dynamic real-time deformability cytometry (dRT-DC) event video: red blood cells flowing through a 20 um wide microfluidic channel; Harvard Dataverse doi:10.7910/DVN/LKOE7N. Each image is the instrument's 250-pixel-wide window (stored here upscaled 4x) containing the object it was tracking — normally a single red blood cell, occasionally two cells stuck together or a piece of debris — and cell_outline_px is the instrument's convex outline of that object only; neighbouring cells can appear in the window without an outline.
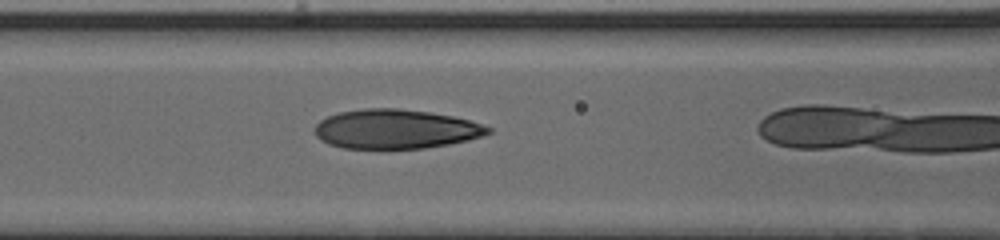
{"species": "human", "species_latin": "Homo sapiens", "temperature_condition": "cold", "stored_images_in_passage": 14, "camera_frame_rate_fps": 3000, "um_per_image_px": 0.085, "donor": {"sex": "male"}, "frame": {"image": 1, "passage_image": 7, "time_ms": 2.0, "image_size_px": [1000, 240], "cell_outline_px": [[492, 132], [468, 140], [448, 144], [424, 148], [344, 148], [328, 144], [320, 140], [316, 136], [316, 124], [320, 120], [328, 116], [340, 112], [364, 108], [396, 108], [428, 112], [452, 116], [468, 120], [492, 128]], "centroid_in_image_um": [33.61, 10.97], "position_along_channel_um": 133.0, "area_um2": 39.42}}
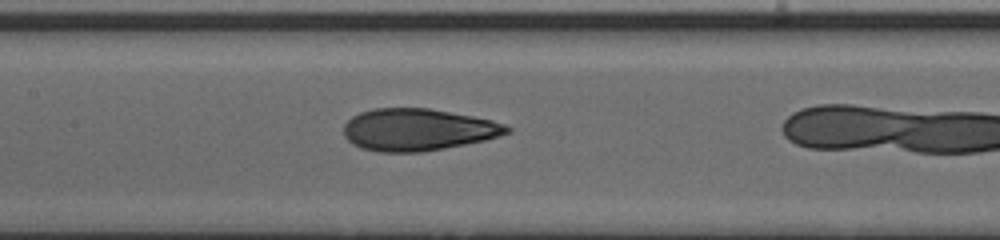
{"frame": {"image": 2, "passage_image": 10, "time_ms": 3.0, "image_size_px": [1000, 240], "cell_outline_px": [[512, 132], [500, 136], [484, 140], [444, 148], [420, 152], [380, 152], [360, 148], [352, 144], [344, 136], [344, 124], [352, 116], [360, 112], [372, 108], [428, 108], [472, 116], [492, 120], [504, 124], [512, 128]], "centroid_in_image_um": [35.5, 11.02], "position_along_channel_um": 171.9, "area_um2": 40.06}}